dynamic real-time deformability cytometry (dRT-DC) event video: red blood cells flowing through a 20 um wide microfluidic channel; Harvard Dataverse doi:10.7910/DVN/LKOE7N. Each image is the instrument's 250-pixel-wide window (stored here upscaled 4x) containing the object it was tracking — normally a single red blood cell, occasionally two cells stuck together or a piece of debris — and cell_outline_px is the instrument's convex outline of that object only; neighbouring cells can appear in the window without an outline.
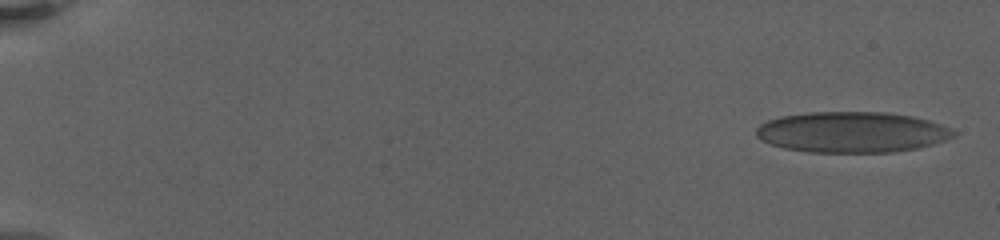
{"species": "human", "species_latin": "Homo sapiens", "temperature_condition": "warm", "stored_images_in_passage": 10, "camera_frame_rate_fps": 3000, "um_per_image_px": 0.085, "donor": {"sex": "female"}, "frame": {"image": 1, "passage_image": 1, "time_ms": 0.0, "image_size_px": [1000, 240], "cell_outline_px": [[956, 136], [920, 148], [888, 152], [812, 152], [784, 148], [760, 140], [756, 136], [756, 128], [760, 124], [768, 120], [780, 116], [808, 112], [884, 112], [912, 116], [928, 120], [952, 128], [956, 132]], "centroid_in_image_um": [72.41, 11.23], "position_along_channel_um": 12.6, "area_um2": 46.93}}
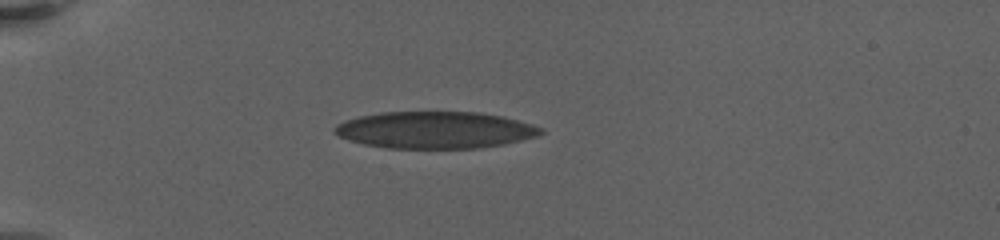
{"frame": {"image": 2, "passage_image": 6, "time_ms": 5.667, "image_size_px": [1000, 240], "cell_outline_px": [[544, 132], [540, 136], [504, 144], [476, 148], [388, 148], [364, 144], [348, 140], [332, 132], [336, 124], [344, 120], [360, 116], [380, 112], [476, 112], [500, 116], [532, 124], [544, 128]], "centroid_in_image_um": [36.98, 11.05], "position_along_channel_um": 48.0, "area_um2": 44.39}}
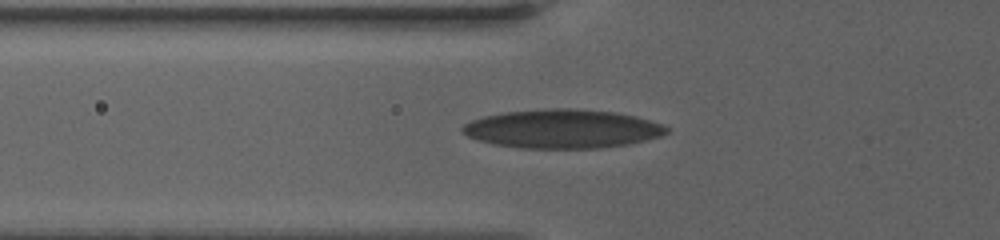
{"frame": {"image": 3, "passage_image": 9, "time_ms": 7.667, "image_size_px": [1000, 240], "cell_outline_px": [[668, 132], [660, 136], [628, 144], [600, 148], [520, 148], [492, 144], [476, 140], [460, 132], [460, 128], [464, 124], [472, 120], [484, 116], [504, 112], [548, 108], [572, 108], [612, 112], [636, 116], [664, 124], [668, 128]], "centroid_in_image_um": [47.77, 10.95], "position_along_channel_um": 78.0, "area_um2": 46.3}}